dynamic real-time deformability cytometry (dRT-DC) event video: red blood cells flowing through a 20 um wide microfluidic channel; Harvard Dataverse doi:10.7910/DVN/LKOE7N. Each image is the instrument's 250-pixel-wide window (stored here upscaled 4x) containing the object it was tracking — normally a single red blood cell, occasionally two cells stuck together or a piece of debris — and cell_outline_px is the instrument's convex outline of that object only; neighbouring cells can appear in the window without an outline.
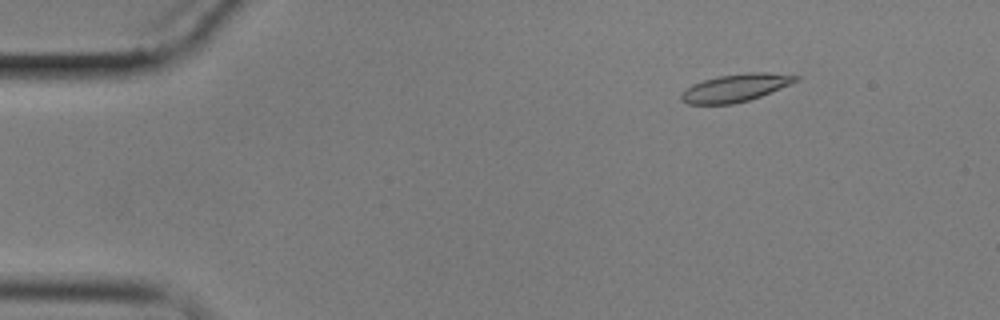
{"species": "common noctule bat (a hibernating species)", "species_latin": "Nyctalus noctula", "temperature_condition": "cold", "stored_images_in_passage": 4, "camera_frame_rate_fps": 3000, "um_per_image_px": 0.085, "animal": {"sex": "male", "body_mass_g": 17.9}, "frame": {"image": 1, "passage_image": 1, "time_ms": 0.0, "image_size_px": [1000, 320], "cell_outline_px": [[800, 80], [760, 96], [748, 100], [732, 104], [688, 104], [680, 100], [680, 96], [692, 84], [704, 80], [720, 76], [748, 72], [768, 72], [800, 76]], "centroid_in_image_um": [62.54, 7.46], "position_along_channel_um": 22.5, "area_um2": 18.26}}
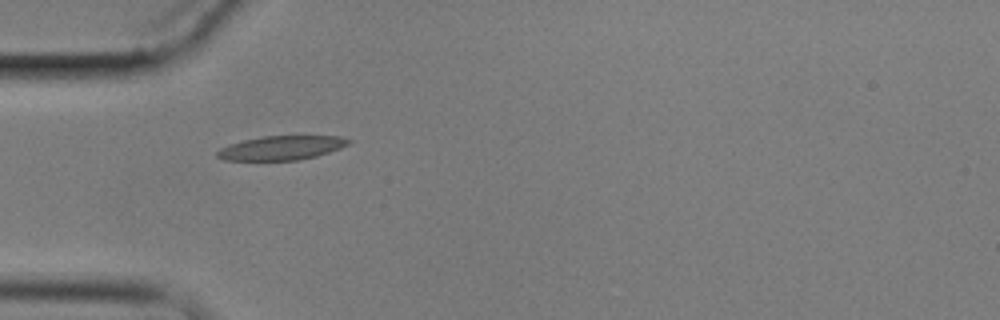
{"frame": {"image": 2, "passage_image": 4, "time_ms": 3.333, "image_size_px": [1000, 320], "cell_outline_px": [[352, 140], [348, 144], [340, 148], [316, 156], [296, 160], [224, 160], [216, 156], [216, 152], [220, 148], [228, 144], [244, 140], [264, 136], [340, 136]], "centroid_in_image_um": [23.9, 12.56], "position_along_channel_um": 61.1, "area_um2": 18.32}}